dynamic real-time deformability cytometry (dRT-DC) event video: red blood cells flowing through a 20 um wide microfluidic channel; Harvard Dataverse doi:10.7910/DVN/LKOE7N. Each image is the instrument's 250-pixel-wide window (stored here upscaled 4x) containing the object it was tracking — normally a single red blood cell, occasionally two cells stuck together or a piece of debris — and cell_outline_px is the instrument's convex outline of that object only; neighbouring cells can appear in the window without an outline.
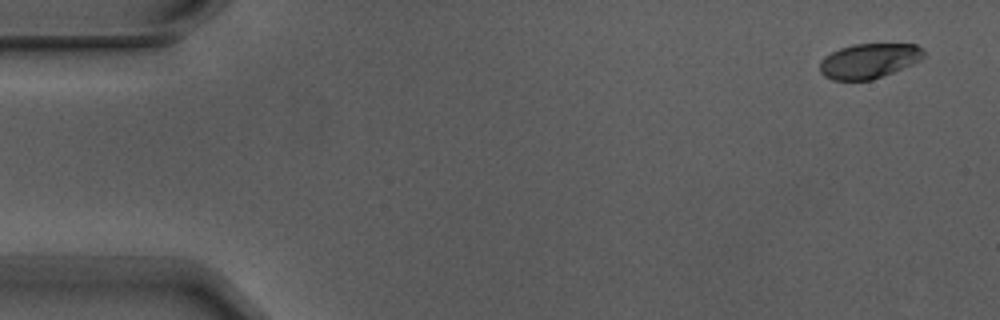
{"species": "Egyptian fruit bat (a non-hibernating species)", "species_latin": "Rousettus aegyptiacus", "temperature_condition": "warm", "stored_images_in_passage": 9, "camera_frame_rate_fps": 3000, "um_per_image_px": 0.085, "animal": {"sex": "male"}, "frame": {"image": 1, "passage_image": 1, "time_ms": 0.0, "image_size_px": [1000, 320], "cell_outline_px": [[924, 56], [920, 60], [912, 64], [872, 80], [832, 80], [824, 76], [820, 72], [820, 60], [824, 56], [840, 48], [856, 44], [916, 44], [924, 52]], "centroid_in_image_um": [73.83, 5.18], "position_along_channel_um": 11.2, "area_um2": 20.98}}
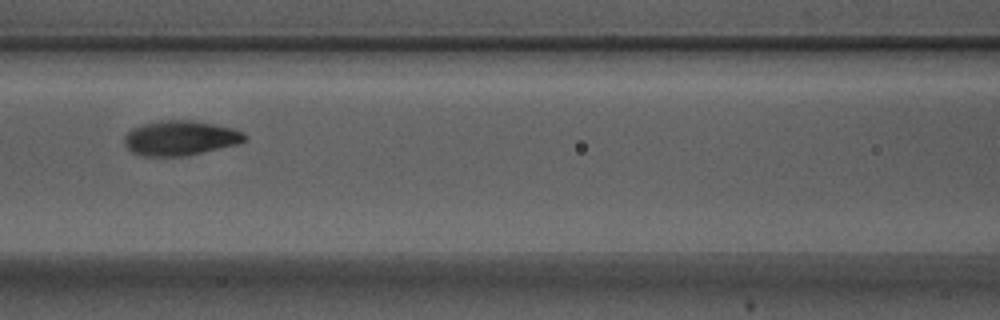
{"frame": {"image": 2, "passage_image": 7, "time_ms": 2.0, "image_size_px": [1000, 320], "cell_outline_px": [[244, 140], [236, 144], [184, 156], [144, 156], [132, 152], [124, 144], [124, 136], [132, 128], [140, 124], [160, 120], [192, 120], [232, 128], [244, 132]], "centroid_in_image_um": [15.25, 11.72], "position_along_channel_um": 151.3, "area_um2": 24.16}}
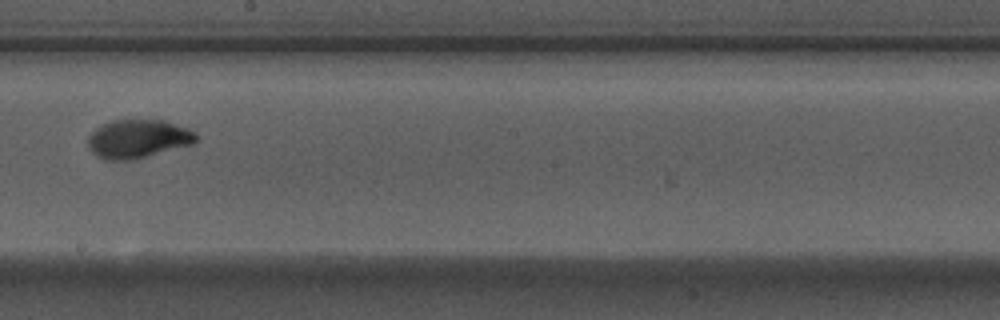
{"frame": {"image": 3, "passage_image": 9, "time_ms": 2.667, "image_size_px": [1000, 320], "cell_outline_px": [[196, 140], [192, 144], [132, 160], [104, 160], [96, 156], [88, 148], [88, 136], [100, 124], [112, 120], [164, 120], [188, 128], [196, 132]], "centroid_in_image_um": [11.69, 11.8], "position_along_channel_um": 236.5, "area_um2": 24.33}}